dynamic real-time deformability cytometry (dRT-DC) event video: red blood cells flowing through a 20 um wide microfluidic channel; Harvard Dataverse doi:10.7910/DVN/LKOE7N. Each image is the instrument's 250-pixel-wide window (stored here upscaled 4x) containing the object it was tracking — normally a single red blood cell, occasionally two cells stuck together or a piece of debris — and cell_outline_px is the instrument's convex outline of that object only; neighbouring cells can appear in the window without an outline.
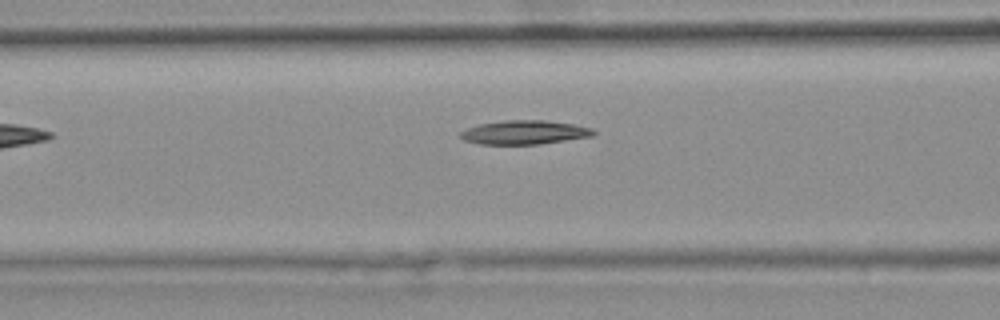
{"species": "common noctule bat (a hibernating species)", "species_latin": "Nyctalus noctula", "temperature_condition": "warm", "stored_images_in_passage": 7, "camera_frame_rate_fps": 3000, "um_per_image_px": 0.085, "animal": {"sex": "female", "body_mass_g": 25.1}, "frame": {"image": 1, "passage_image": 6, "time_ms": 1.667, "image_size_px": [1000, 320], "cell_outline_px": [[596, 132], [592, 136], [540, 144], [480, 144], [464, 140], [460, 136], [460, 132], [468, 128], [480, 124], [504, 120], [544, 120], [572, 124], [592, 128]], "centroid_in_image_um": [44.58, 11.25], "position_along_channel_um": 122.0, "area_um2": 18.38}}
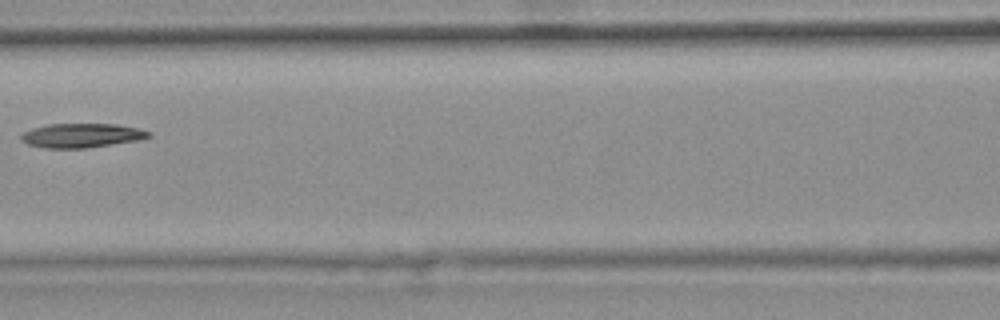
{"frame": {"image": 2, "passage_image": 7, "time_ms": 2.0, "image_size_px": [1000, 320], "cell_outline_px": [[152, 136], [136, 140], [84, 148], [44, 148], [28, 144], [20, 140], [20, 136], [24, 132], [32, 128], [48, 124], [116, 124], [140, 128], [152, 132]], "centroid_in_image_um": [6.93, 11.5], "position_along_channel_um": 159.7, "area_um2": 17.92}}